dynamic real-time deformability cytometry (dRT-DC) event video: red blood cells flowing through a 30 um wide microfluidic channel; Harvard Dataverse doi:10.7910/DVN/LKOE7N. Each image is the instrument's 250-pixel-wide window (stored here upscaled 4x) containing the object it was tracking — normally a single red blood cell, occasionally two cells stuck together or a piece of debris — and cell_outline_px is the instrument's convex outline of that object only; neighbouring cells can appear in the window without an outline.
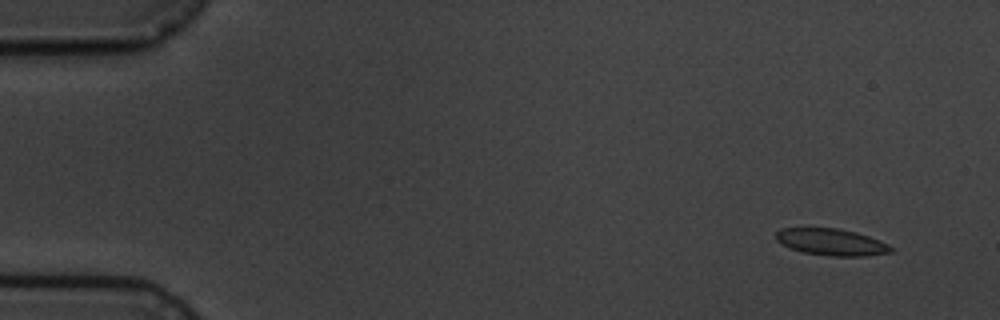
{"species": "common noctule bat (a hibernating species)", "species_latin": "Nyctalus noctula", "temperature_condition": "cold", "stored_images_in_passage": 6, "camera_frame_rate_fps": 3000, "um_per_image_px": 0.085, "animal": {"sex": "male", "body_mass_g": 19.5, "forearm_length_mm": 54.6}, "frame": {"image": 1, "passage_image": 2, "time_ms": 1.0, "image_size_px": [1000, 320], "cell_outline_px": [[892, 252], [864, 256], [828, 256], [804, 252], [788, 248], [780, 244], [776, 240], [776, 232], [780, 228], [836, 228], [856, 232], [868, 236], [888, 244], [892, 248]], "centroid_in_image_um": [70.62, 20.58], "position_along_channel_um": 14.4, "area_um2": 17.92}}
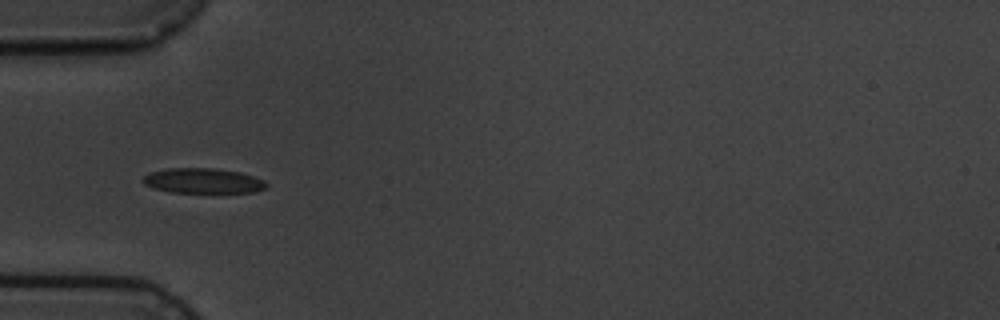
{"frame": {"image": 2, "passage_image": 6, "time_ms": 5.667, "image_size_px": [1000, 320], "cell_outline_px": [[268, 188], [256, 192], [168, 192], [152, 188], [144, 184], [140, 180], [144, 176], [152, 172], [168, 168], [212, 168], [240, 172], [264, 180], [268, 184]], "centroid_in_image_um": [17.25, 15.37], "position_along_channel_um": 67.7, "area_um2": 18.09}}